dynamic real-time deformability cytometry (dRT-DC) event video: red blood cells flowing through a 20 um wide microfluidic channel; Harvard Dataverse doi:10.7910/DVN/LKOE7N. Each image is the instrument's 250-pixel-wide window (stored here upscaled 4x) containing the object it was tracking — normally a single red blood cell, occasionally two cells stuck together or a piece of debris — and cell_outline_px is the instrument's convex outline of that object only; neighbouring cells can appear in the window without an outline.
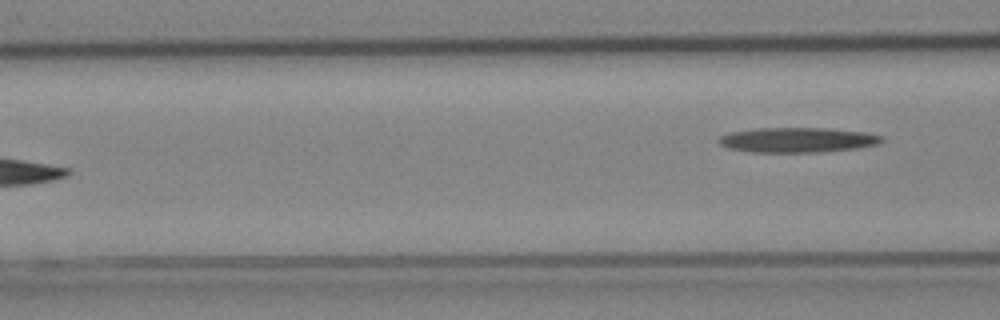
{"species": "Egyptian fruit bat (a non-hibernating species)", "species_latin": "Rousettus aegyptiacus", "temperature_condition": "cold", "stored_images_in_passage": 6, "camera_frame_rate_fps": 3000, "um_per_image_px": 0.085, "animal": {"sex": "female"}, "frame": {"image": 1, "passage_image": 6, "time_ms": 1.667, "image_size_px": [1000, 320], "cell_outline_px": [[884, 140], [876, 144], [856, 148], [820, 152], [752, 152], [728, 148], [720, 144], [716, 140], [720, 136], [728, 132], [756, 128], [828, 128], [864, 132], [884, 136]], "centroid_in_image_um": [67.74, 11.89], "position_along_channel_um": 98.9, "area_um2": 23.76}}